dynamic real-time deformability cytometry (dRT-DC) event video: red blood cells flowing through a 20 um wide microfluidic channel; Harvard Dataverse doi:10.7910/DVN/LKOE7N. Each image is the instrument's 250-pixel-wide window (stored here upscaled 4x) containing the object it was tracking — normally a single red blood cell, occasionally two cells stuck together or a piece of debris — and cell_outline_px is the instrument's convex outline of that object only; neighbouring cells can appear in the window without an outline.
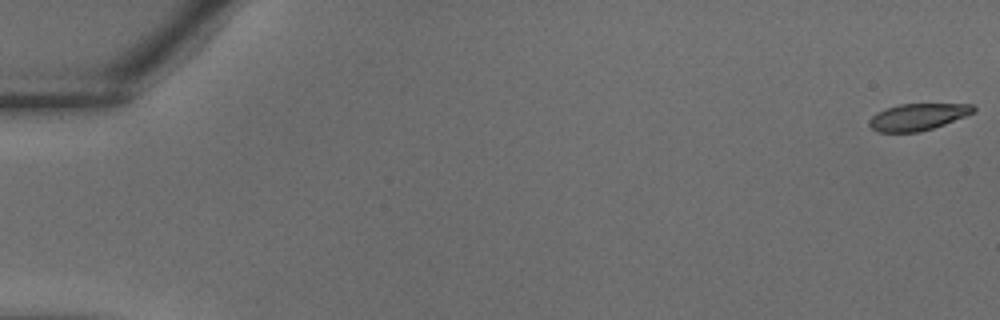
{"species": "common noctule bat (a hibernating species)", "species_latin": "Nyctalus noctula", "temperature_condition": "warm", "stored_images_in_passage": 38, "camera_frame_rate_fps": 3000, "um_per_image_px": 0.085, "animal": {"sex": "male", "body_mass_g": 18.8}, "frame": {"image": 1, "passage_image": 1, "time_ms": 0.0, "image_size_px": [1000, 320], "cell_outline_px": [[976, 112], [944, 124], [932, 128], [916, 132], [880, 132], [872, 128], [868, 124], [868, 120], [876, 112], [900, 104], [972, 104], [976, 108]], "centroid_in_image_um": [78.02, 9.93], "position_along_channel_um": 7.0, "area_um2": 16.13}}
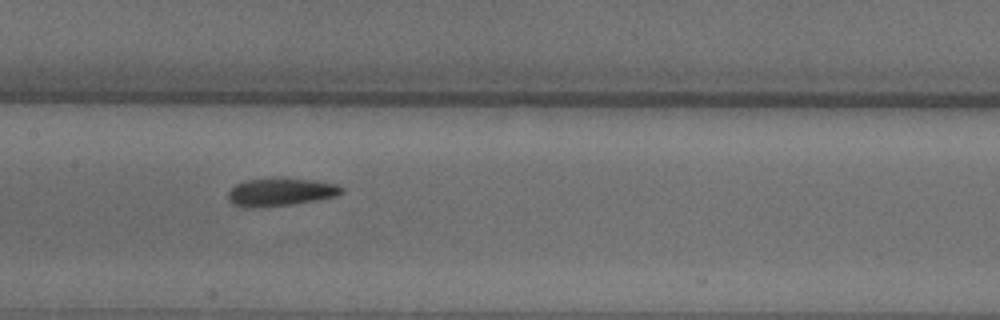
{"frame": {"image": 2, "passage_image": 20, "time_ms": 6.333, "image_size_px": [1000, 320], "cell_outline_px": [[344, 192], [336, 196], [316, 200], [292, 204], [232, 204], [228, 200], [228, 192], [236, 184], [244, 180], [272, 176], [284, 176], [312, 180], [336, 184], [344, 188]], "centroid_in_image_um": [23.92, 16.23], "position_along_channel_um": 183.5, "area_um2": 18.15}}
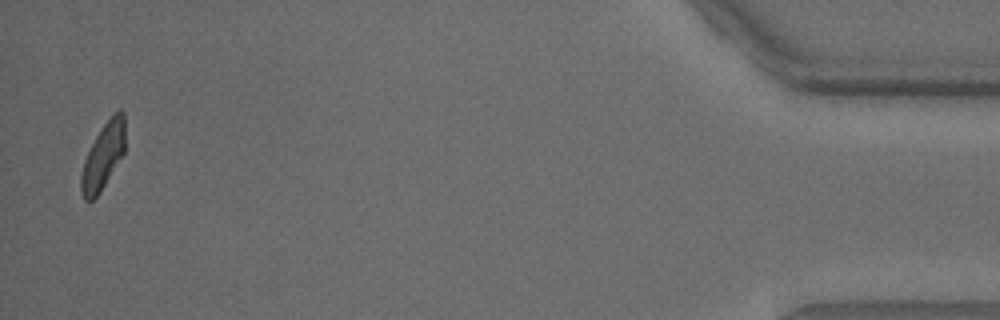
{"frame": {"image": 3, "passage_image": 38, "time_ms": 12.333, "image_size_px": [1000, 320], "cell_outline_px": [[124, 152], [100, 192], [92, 200], [84, 200], [80, 192], [80, 176], [84, 160], [96, 136], [104, 124], [120, 108], [124, 112]], "centroid_in_image_um": [8.74, 13.3], "position_along_channel_um": 426.5, "area_um2": 16.59}}